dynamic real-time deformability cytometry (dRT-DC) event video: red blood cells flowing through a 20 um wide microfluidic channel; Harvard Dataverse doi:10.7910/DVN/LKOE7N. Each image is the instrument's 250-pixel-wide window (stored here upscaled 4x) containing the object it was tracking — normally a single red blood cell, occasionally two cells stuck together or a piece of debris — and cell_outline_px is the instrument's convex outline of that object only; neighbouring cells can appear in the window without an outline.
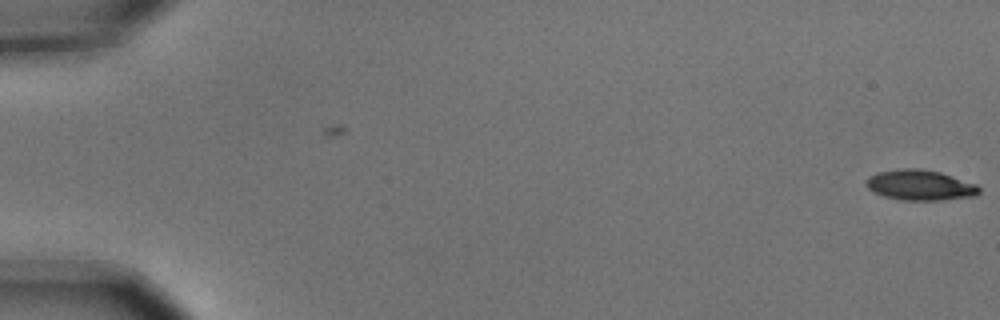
{"species": "common noctule bat (a hibernating species)", "species_latin": "Nyctalus noctula", "temperature_condition": "cold", "stored_images_in_passage": 5, "camera_frame_rate_fps": 3000, "um_per_image_px": 0.085, "animal": {"sex": "male", "body_mass_g": 15.6}, "frame": {"image": 1, "passage_image": 1, "time_ms": 0.0, "image_size_px": [1000, 320], "cell_outline_px": [[980, 192], [976, 196], [940, 200], [904, 200], [884, 196], [868, 188], [864, 184], [864, 180], [868, 176], [876, 172], [904, 168], [916, 168], [940, 172], [976, 184], [980, 188]], "centroid_in_image_um": [78.19, 15.73], "position_along_channel_um": 6.8, "area_um2": 20.0}}
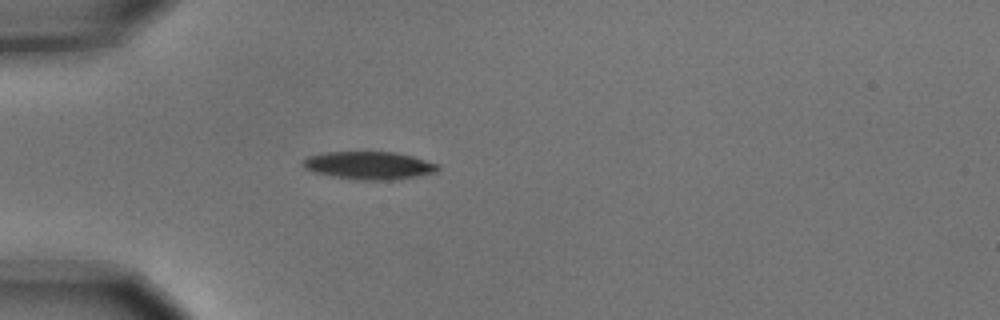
{"frame": {"image": 2, "passage_image": 5, "time_ms": 1.333, "image_size_px": [1000, 320], "cell_outline_px": [[440, 168], [436, 172], [416, 176], [392, 180], [356, 180], [316, 172], [304, 168], [300, 164], [308, 156], [324, 152], [396, 152], [412, 156], [440, 164]], "centroid_in_image_um": [31.39, 14.06], "position_along_channel_um": 53.6, "area_um2": 21.85}}